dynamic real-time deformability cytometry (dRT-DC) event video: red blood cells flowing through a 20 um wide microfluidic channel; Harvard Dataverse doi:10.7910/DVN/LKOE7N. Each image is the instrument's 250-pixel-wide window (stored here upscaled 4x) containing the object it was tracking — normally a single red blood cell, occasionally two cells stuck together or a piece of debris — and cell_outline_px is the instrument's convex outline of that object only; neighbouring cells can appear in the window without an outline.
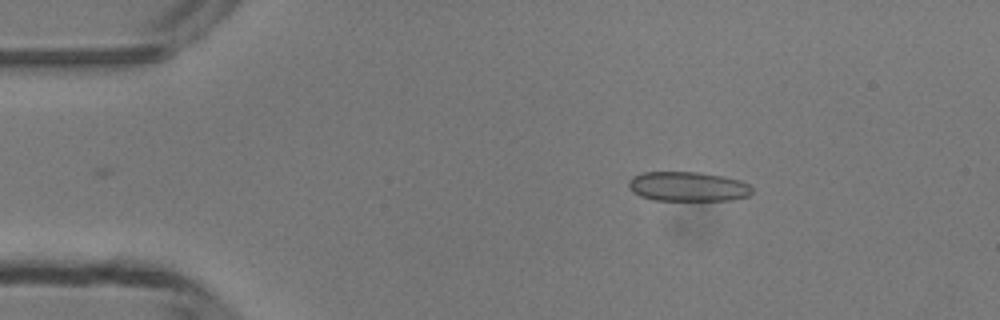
{"species": "common noctule bat (a hibernating species)", "species_latin": "Nyctalus noctula", "temperature_condition": "room temperature", "stored_images_in_passage": 38, "camera_frame_rate_fps": 3000, "um_per_image_px": 0.085, "animal": {"sex": "male", "body_mass_g": 13.3}, "frame": {"image": 1, "passage_image": 2, "time_ms": 0.333, "image_size_px": [1000, 320], "cell_outline_px": [[752, 192], [748, 196], [732, 200], [652, 200], [640, 196], [632, 192], [628, 188], [628, 180], [632, 176], [644, 172], [700, 172], [724, 176], [740, 180], [748, 184], [752, 188]], "centroid_in_image_um": [58.44, 15.85], "position_along_channel_um": 26.6, "area_um2": 21.5}}
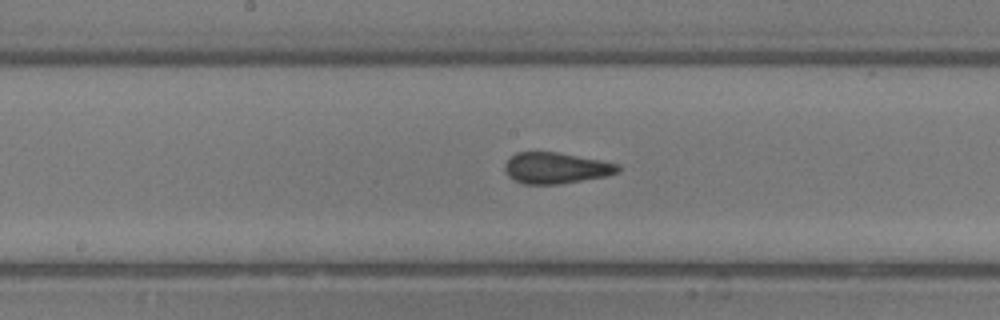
{"frame": {"image": 2, "passage_image": 19, "time_ms": 6.0, "image_size_px": [1000, 320], "cell_outline_px": [[620, 172], [604, 176], [560, 184], [524, 184], [512, 180], [508, 176], [504, 168], [504, 164], [516, 152], [556, 152], [620, 164]], "centroid_in_image_um": [47.23, 14.29], "position_along_channel_um": 201.0, "area_um2": 20.4}}
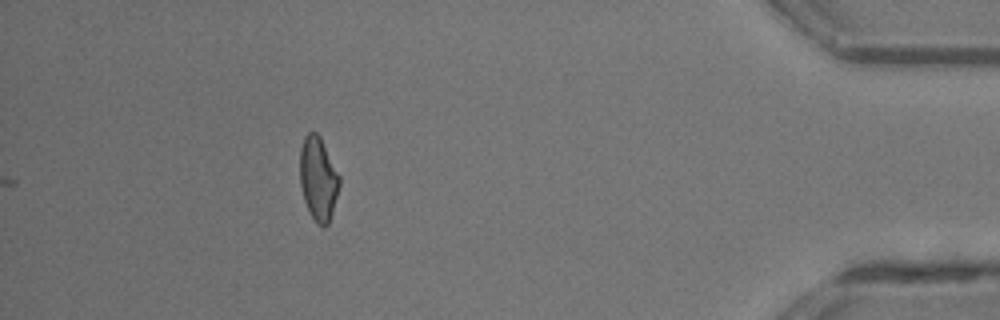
{"frame": {"image": 3, "passage_image": 38, "time_ms": 12.333, "image_size_px": [1000, 320], "cell_outline_px": [[340, 184], [332, 212], [328, 224], [324, 228], [316, 224], [304, 200], [300, 184], [300, 148], [304, 136], [308, 132], [316, 132], [320, 136], [340, 176]], "centroid_in_image_um": [27.04, 15.18], "position_along_channel_um": 408.2, "area_um2": 19.25}, "authors_computed_cell_mechanics": {"area_um2": 20.5479, "velocity_mm_per_s": 4.173, "shape_relaxation_time_tau1_ms": null, "shape_relaxation_time_tau2_ms": 0.8315, "deformation_change_tau1": null, "deformation_change_tau2": 0.0767}}